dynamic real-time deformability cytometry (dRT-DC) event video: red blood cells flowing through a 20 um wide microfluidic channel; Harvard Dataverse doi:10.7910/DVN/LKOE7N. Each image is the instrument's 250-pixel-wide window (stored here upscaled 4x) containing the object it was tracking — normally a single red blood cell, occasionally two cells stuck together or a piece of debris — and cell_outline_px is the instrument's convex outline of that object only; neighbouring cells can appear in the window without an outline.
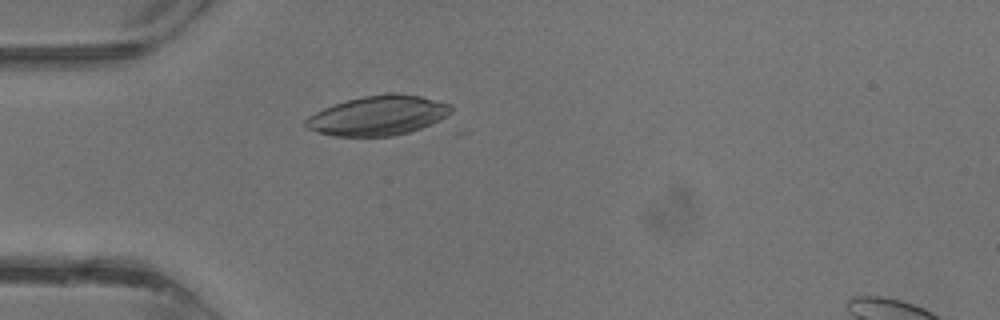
{"species": "common noctule bat (a hibernating species)", "species_latin": "Nyctalus noctula", "temperature_condition": "warm", "stored_images_in_passage": 25, "camera_frame_rate_fps": 3000, "um_per_image_px": 0.085, "animal": {"sex": "male", "body_mass_g": 13.3}, "frame": {"image": 1, "passage_image": 1, "time_ms": 0.0, "image_size_px": [1000, 320], "cell_outline_px": [[456, 108], [452, 112], [420, 128], [408, 132], [392, 136], [336, 136], [320, 132], [308, 128], [304, 124], [304, 120], [308, 116], [332, 104], [364, 96], [384, 92], [396, 92], [420, 96], [452, 104]], "centroid_in_image_um": [32.14, 9.79], "position_along_channel_um": 52.9, "area_um2": 33.47}}
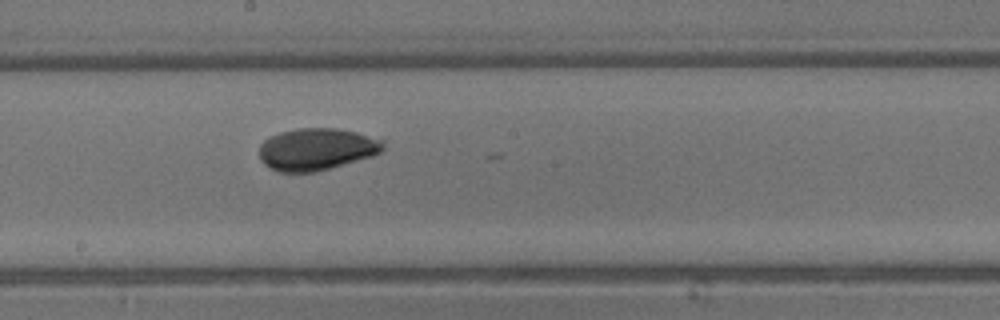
{"frame": {"image": 2, "passage_image": 11, "time_ms": 3.333, "image_size_px": [1000, 320], "cell_outline_px": [[384, 148], [380, 152], [372, 156], [316, 172], [276, 172], [264, 164], [260, 160], [260, 144], [264, 140], [280, 132], [296, 128], [336, 128], [356, 132], [384, 140]], "centroid_in_image_um": [26.9, 12.68], "position_along_channel_um": 221.3, "area_um2": 30.4}}
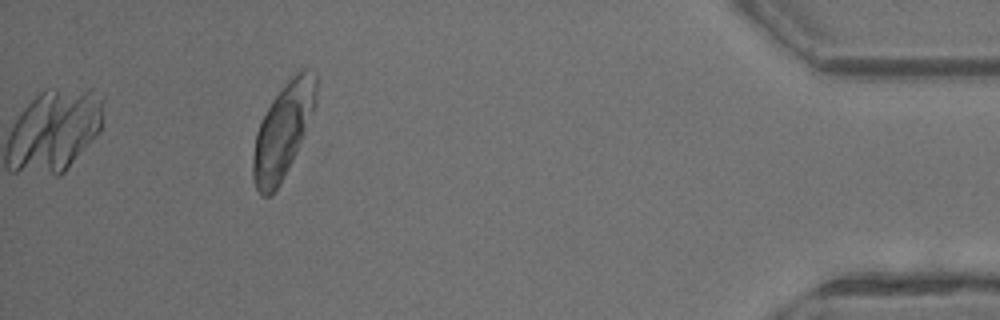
{"frame": {"image": 3, "passage_image": 25, "time_ms": 8.0, "image_size_px": [1000, 320], "cell_outline_px": [[316, 104], [296, 152], [280, 184], [268, 196], [260, 196], [256, 188], [252, 176], [252, 160], [256, 132], [272, 100], [284, 84], [296, 72], [304, 68], [316, 76]], "centroid_in_image_um": [24.03, 11.12], "position_along_channel_um": 411.2, "area_um2": 33.87}}